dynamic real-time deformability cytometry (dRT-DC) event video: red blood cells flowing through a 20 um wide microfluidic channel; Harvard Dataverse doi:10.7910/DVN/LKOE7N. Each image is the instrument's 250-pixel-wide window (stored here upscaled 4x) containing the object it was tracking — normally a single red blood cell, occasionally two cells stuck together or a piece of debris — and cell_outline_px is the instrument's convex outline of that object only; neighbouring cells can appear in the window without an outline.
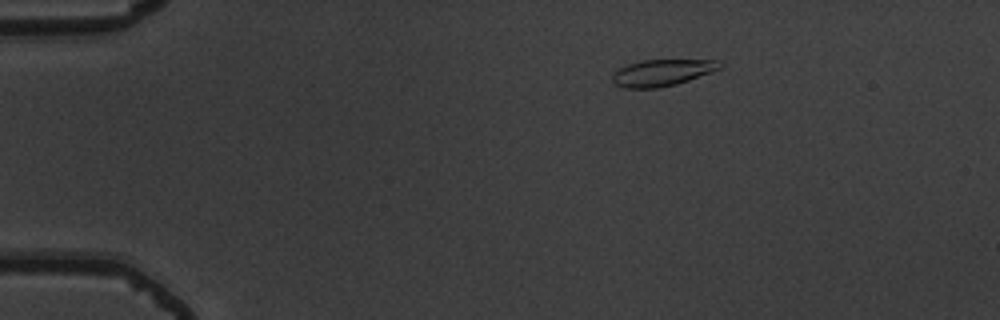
{"species": "common noctule bat (a hibernating species)", "species_latin": "Nyctalus noctula", "temperature_condition": "warm", "stored_images_in_passage": 46, "camera_frame_rate_fps": 3000, "um_per_image_px": 0.085, "animal": {"sex": "male", "body_mass_g": 19.5, "forearm_length_mm": 54.6}, "frame": {"image": 1, "passage_image": 1, "time_ms": 0.0, "image_size_px": [1000, 320], "cell_outline_px": [[724, 64], [720, 68], [688, 80], [676, 84], [656, 88], [624, 88], [612, 84], [612, 76], [620, 68], [628, 64], [640, 60], [720, 60]], "centroid_in_image_um": [56.25, 6.17], "position_along_channel_um": 28.7, "area_um2": 16.53}}
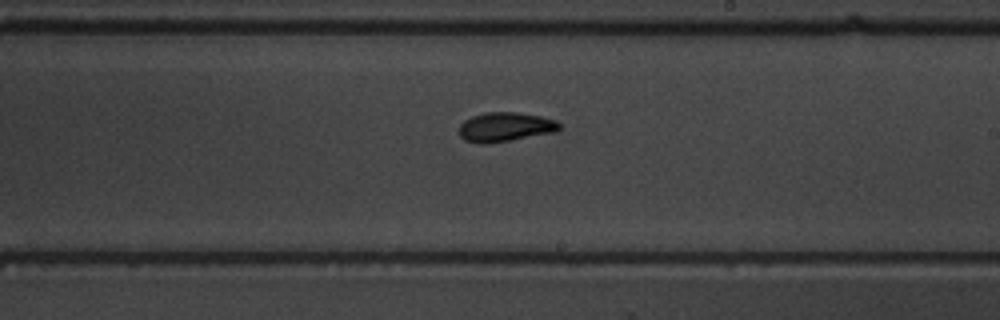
{"frame": {"image": 2, "passage_image": 24, "time_ms": 7.667, "image_size_px": [1000, 320], "cell_outline_px": [[560, 128], [556, 132], [512, 140], [484, 144], [480, 144], [464, 140], [460, 136], [460, 124], [464, 120], [472, 116], [484, 112], [516, 112], [540, 116], [556, 120], [560, 124]], "centroid_in_image_um": [42.94, 10.79], "position_along_channel_um": 246.1, "area_um2": 17.22}}
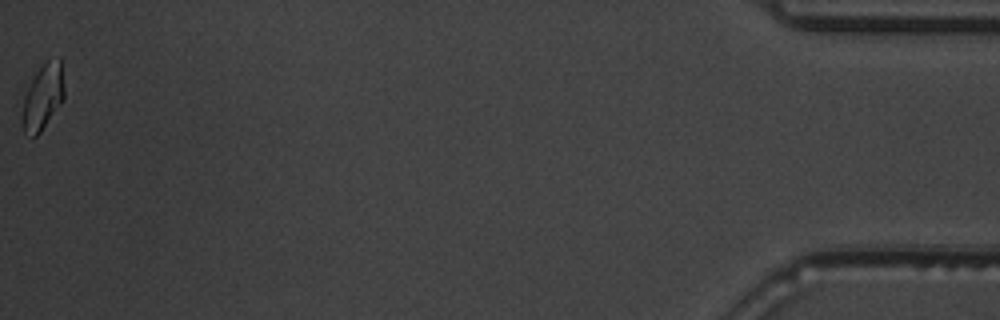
{"frame": {"image": 3, "passage_image": 46, "time_ms": 15.0, "image_size_px": [1000, 320], "cell_outline_px": [[64, 100], [40, 132], [32, 140], [24, 132], [20, 120], [24, 96], [36, 72], [48, 60], [60, 56], [64, 88]], "centroid_in_image_um": [3.63, 8.29], "position_along_channel_um": 431.6, "area_um2": 16.24}, "authors_computed_cell_mechanics": {"area_um2": 16.5019, "velocity_mm_per_s": 3.7646, "shape_relaxation_time_tau1_ms": 4.3246, "shape_relaxation_time_tau2_ms": 3.7419, "deformation_change_tau1": 0.1487, "deformation_change_tau2": 0.078}}